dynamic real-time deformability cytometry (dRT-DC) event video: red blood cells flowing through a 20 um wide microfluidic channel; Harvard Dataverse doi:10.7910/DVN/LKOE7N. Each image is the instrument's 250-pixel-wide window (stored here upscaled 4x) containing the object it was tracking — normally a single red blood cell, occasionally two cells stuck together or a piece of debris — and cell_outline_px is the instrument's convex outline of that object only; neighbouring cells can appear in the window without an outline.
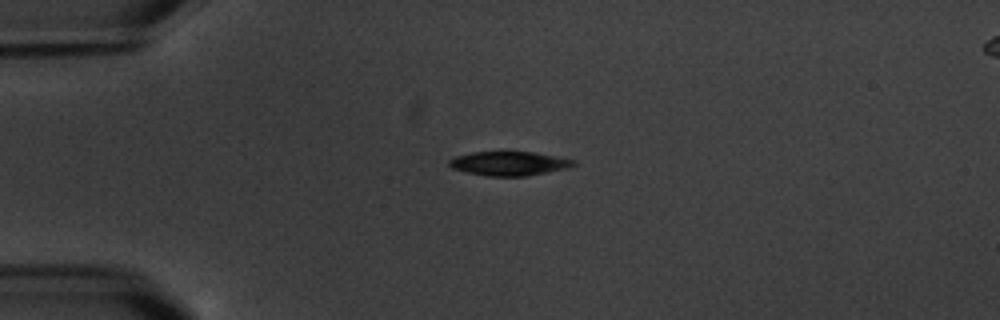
{"species": "common noctule bat (a hibernating species)", "species_latin": "Nyctalus noctula", "temperature_condition": "warm", "stored_images_in_passage": 5, "segment_of_instrument_passage": [1, 2], "camera_frame_rate_fps": 3000, "um_per_image_px": 0.085, "animal": {"sex": "male", "body_mass_g": 20.1, "forearm_length_mm": 53.5}, "frame": {"image": 1, "passage_image": 3, "time_ms": 2.333, "image_size_px": [1000, 320], "cell_outline_px": [[576, 164], [568, 168], [524, 176], [488, 176], [468, 172], [452, 168], [448, 164], [448, 160], [456, 156], [472, 152], [532, 152], [572, 160]], "centroid_in_image_um": [43.21, 13.9], "position_along_channel_um": 41.8, "area_um2": 17.05}}